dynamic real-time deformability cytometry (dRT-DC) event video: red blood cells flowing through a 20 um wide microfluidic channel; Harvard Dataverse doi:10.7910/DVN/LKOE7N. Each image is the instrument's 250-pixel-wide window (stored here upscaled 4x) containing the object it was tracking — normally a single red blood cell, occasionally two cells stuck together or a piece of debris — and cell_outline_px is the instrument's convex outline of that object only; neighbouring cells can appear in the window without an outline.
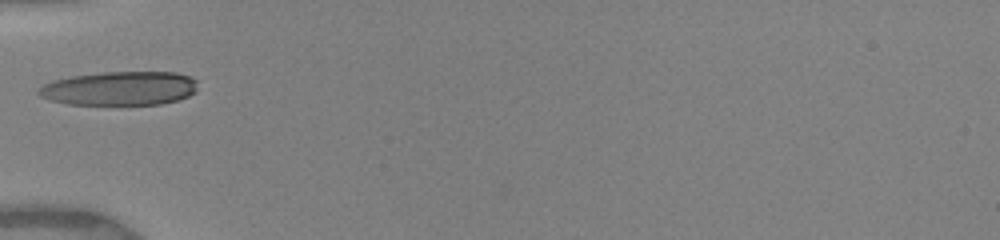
{"species": "human", "species_latin": "Homo sapiens", "temperature_condition": "warm", "stored_images_in_passage": 5, "camera_frame_rate_fps": 3000, "um_per_image_px": 0.085, "donor": {"sex": "female"}, "frame": {"image": 1, "passage_image": 1, "time_ms": 0.0, "image_size_px": [1000, 240], "cell_outline_px": [[196, 92], [188, 96], [176, 100], [160, 104], [68, 104], [52, 100], [40, 96], [36, 92], [44, 84], [52, 80], [72, 76], [104, 72], [176, 72], [188, 76], [196, 80]], "centroid_in_image_um": [10.18, 7.5], "position_along_channel_um": 74.8, "area_um2": 31.27}}
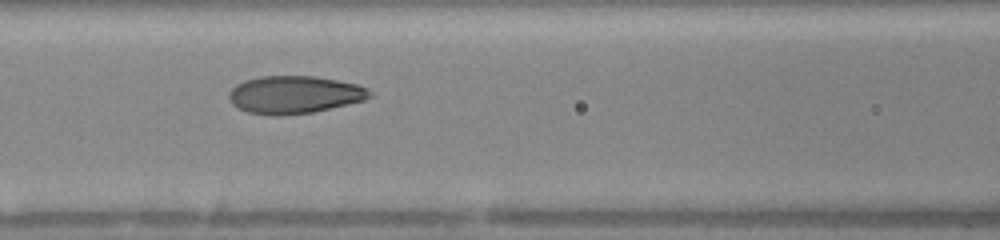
{"frame": {"image": 2, "passage_image": 3, "time_ms": 1.667, "image_size_px": [1000, 240], "cell_outline_px": [[372, 96], [364, 100], [312, 112], [276, 116], [272, 116], [248, 112], [232, 104], [228, 96], [228, 92], [236, 84], [244, 80], [260, 76], [316, 76], [356, 84], [368, 88], [372, 92]], "centroid_in_image_um": [25.0, 8.04], "position_along_channel_um": 141.6, "area_um2": 30.87}}
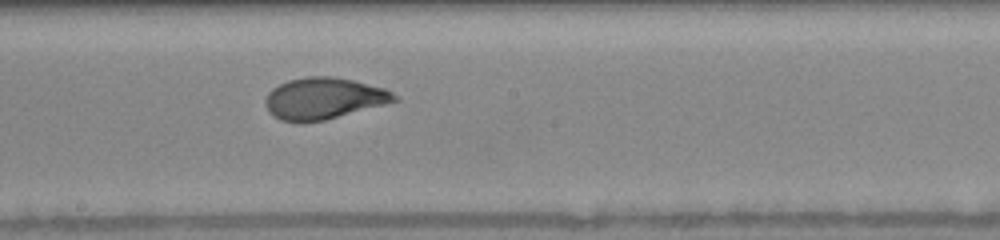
{"frame": {"image": 3, "passage_image": 5, "time_ms": 3.667, "image_size_px": [1000, 240], "cell_outline_px": [[400, 100], [324, 120], [280, 120], [272, 116], [268, 112], [264, 104], [264, 100], [268, 92], [272, 88], [288, 80], [308, 76], [336, 76], [384, 88], [392, 92]], "centroid_in_image_um": [27.49, 8.34], "position_along_channel_um": 220.7, "area_um2": 30.87}}